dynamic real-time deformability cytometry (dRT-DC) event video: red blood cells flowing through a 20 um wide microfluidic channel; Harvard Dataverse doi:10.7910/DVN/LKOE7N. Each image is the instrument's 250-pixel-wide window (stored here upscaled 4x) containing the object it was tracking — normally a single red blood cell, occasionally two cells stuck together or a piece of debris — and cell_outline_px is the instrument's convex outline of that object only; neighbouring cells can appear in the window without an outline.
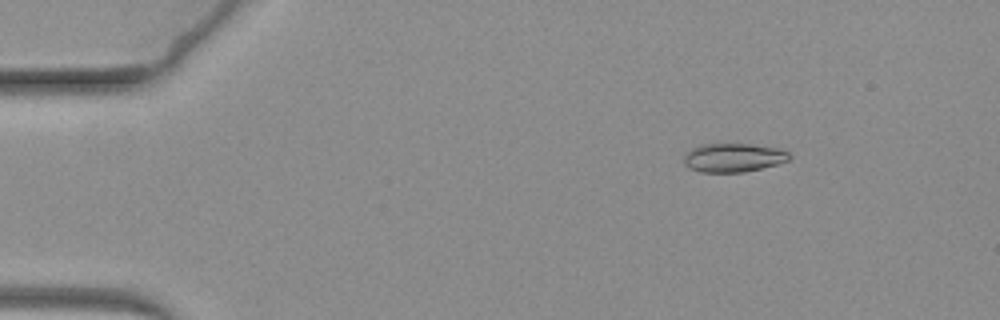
{"species": "common noctule bat (a hibernating species)", "species_latin": "Nyctalus noctula", "temperature_condition": "warm", "stored_images_in_passage": 66, "camera_frame_rate_fps": 3000, "um_per_image_px": 0.085, "animal": {"sex": "female", "body_mass_g": 19.3, "forearm_length_mm": 54.1}, "frame": {"image": 1, "passage_image": 10, "time_ms": 3.0, "image_size_px": [1000, 320], "cell_outline_px": [[792, 156], [788, 160], [780, 164], [744, 172], [700, 172], [688, 168], [684, 164], [684, 156], [692, 148], [700, 144], [752, 144], [784, 148]], "centroid_in_image_um": [62.38, 13.39], "position_along_channel_um": 22.6, "area_um2": 17.98}}
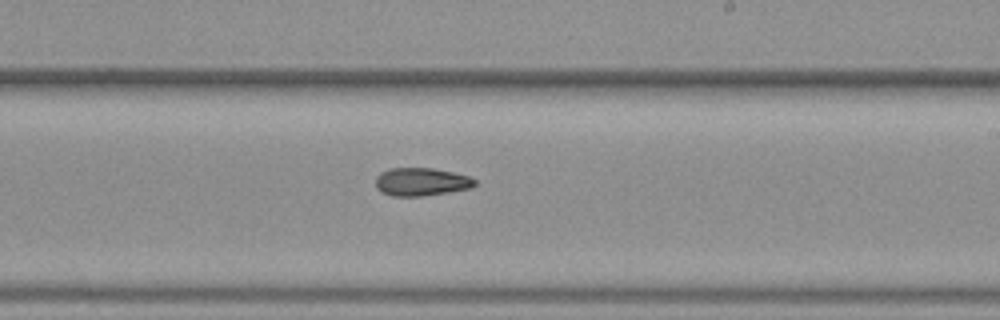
{"frame": {"image": 2, "passage_image": 40, "time_ms": 13.0, "image_size_px": [1000, 320], "cell_outline_px": [[476, 184], [472, 188], [448, 192], [420, 196], [392, 196], [380, 192], [376, 188], [376, 176], [380, 172], [388, 168], [432, 168], [452, 172], [468, 176], [476, 180]], "centroid_in_image_um": [35.78, 15.45], "position_along_channel_um": 253.2, "area_um2": 16.3}}
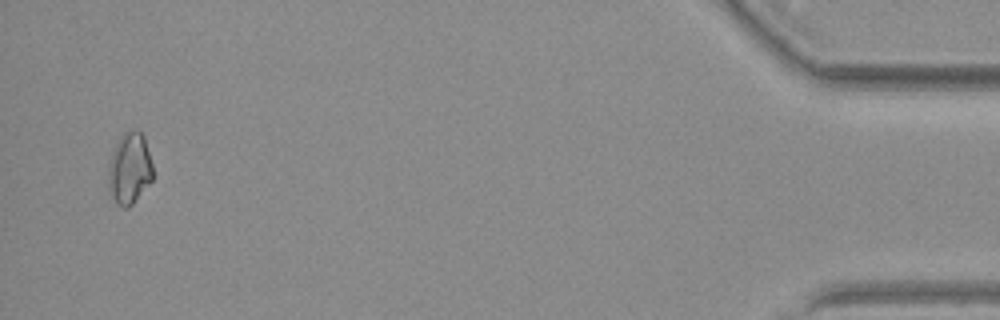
{"frame": {"image": 3, "passage_image": 64, "time_ms": 21.0, "image_size_px": [1000, 320], "cell_outline_px": [[152, 180], [132, 204], [128, 208], [124, 208], [116, 204], [108, 188], [108, 164], [112, 148], [120, 136], [124, 132], [136, 128], [144, 136], [152, 164]], "centroid_in_image_um": [10.98, 14.3], "position_along_channel_um": 424.2, "area_um2": 18.79}}